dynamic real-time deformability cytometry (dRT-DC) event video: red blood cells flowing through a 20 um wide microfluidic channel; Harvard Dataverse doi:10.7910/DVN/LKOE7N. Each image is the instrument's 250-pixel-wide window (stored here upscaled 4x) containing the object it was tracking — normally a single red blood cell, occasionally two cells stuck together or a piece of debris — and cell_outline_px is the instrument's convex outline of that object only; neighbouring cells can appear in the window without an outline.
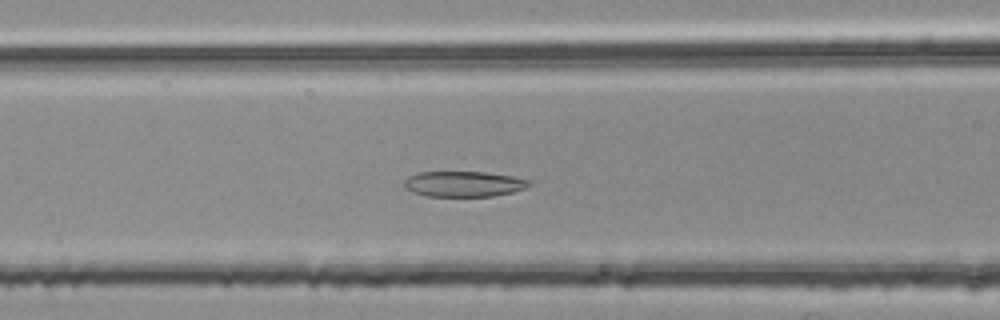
{"species": "common noctule bat (a hibernating species)", "species_latin": "Nyctalus noctula", "temperature_condition": "room temperature", "stored_images_in_passage": 52, "segment_of_instrument_passage": [2, 2], "camera_frame_rate_fps": 3000, "um_per_image_px": 0.085, "animal": {"sex": "female", "body_mass_g": 25.1}, "frame": {"image": 1, "passage_image": 22, "time_ms": 7.0, "image_size_px": [1000, 320], "cell_outline_px": [[532, 184], [524, 188], [512, 192], [492, 196], [428, 196], [412, 192], [404, 188], [404, 180], [408, 176], [416, 172], [484, 172], [512, 176], [532, 180]], "centroid_in_image_um": [39.4, 15.63], "position_along_channel_um": 127.2, "area_um2": 18.67}}
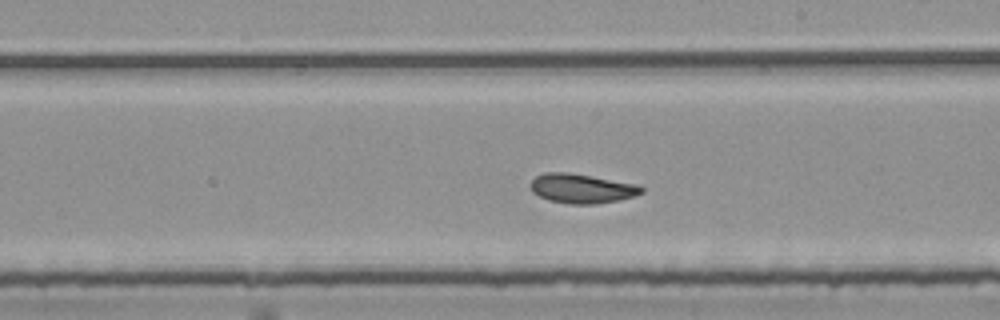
{"frame": {"image": 2, "passage_image": 31, "time_ms": 10.0, "image_size_px": [1000, 320], "cell_outline_px": [[644, 192], [636, 196], [620, 200], [592, 204], [568, 204], [548, 200], [532, 192], [528, 184], [536, 176], [544, 172], [564, 172], [592, 176], [636, 184], [644, 188]], "centroid_in_image_um": [49.43, 16.02], "position_along_channel_um": 239.6, "area_um2": 19.13}}
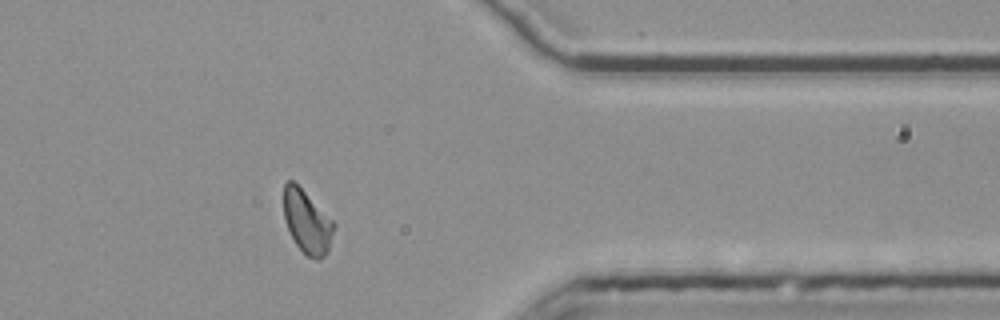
{"frame": {"image": 3, "passage_image": 44, "time_ms": 14.333, "image_size_px": [1000, 320], "cell_outline_px": [[336, 224], [328, 252], [320, 260], [316, 260], [308, 256], [296, 244], [284, 220], [284, 184], [288, 180], [292, 180]], "centroid_in_image_um": [26.11, 18.89], "position_along_channel_um": 385.3, "area_um2": 18.09}}